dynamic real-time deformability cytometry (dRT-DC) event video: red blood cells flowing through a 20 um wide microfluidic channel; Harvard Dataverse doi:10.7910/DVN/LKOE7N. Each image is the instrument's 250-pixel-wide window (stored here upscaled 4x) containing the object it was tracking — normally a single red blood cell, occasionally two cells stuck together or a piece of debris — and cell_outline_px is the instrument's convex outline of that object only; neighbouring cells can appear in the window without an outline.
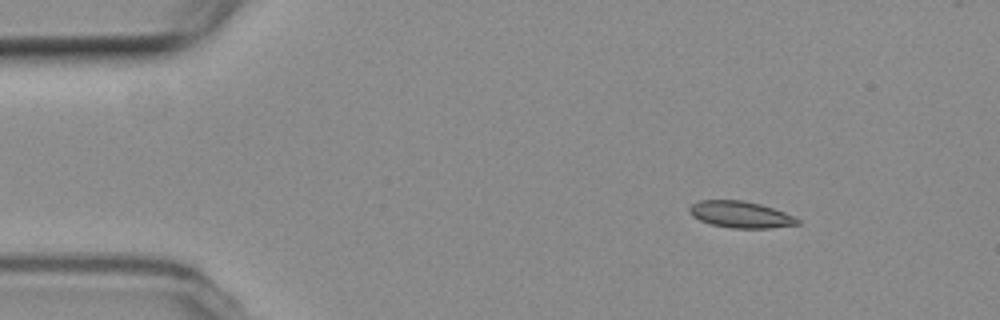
{"species": "common noctule bat (a hibernating species)", "species_latin": "Nyctalus noctula", "temperature_condition": "room temperature", "stored_images_in_passage": 3, "camera_frame_rate_fps": 3000, "um_per_image_px": 0.085, "animal": {"sex": "female", "body_mass_g": 19.3, "forearm_length_mm": 54.1}, "frame": {"image": 1, "passage_image": 2, "time_ms": 1.333, "image_size_px": [1000, 320], "cell_outline_px": [[800, 224], [772, 228], [732, 228], [712, 224], [700, 220], [692, 216], [688, 212], [688, 208], [692, 204], [700, 200], [744, 200], [760, 204], [784, 212], [800, 220]], "centroid_in_image_um": [62.93, 18.23], "position_along_channel_um": 22.1, "area_um2": 16.7}}